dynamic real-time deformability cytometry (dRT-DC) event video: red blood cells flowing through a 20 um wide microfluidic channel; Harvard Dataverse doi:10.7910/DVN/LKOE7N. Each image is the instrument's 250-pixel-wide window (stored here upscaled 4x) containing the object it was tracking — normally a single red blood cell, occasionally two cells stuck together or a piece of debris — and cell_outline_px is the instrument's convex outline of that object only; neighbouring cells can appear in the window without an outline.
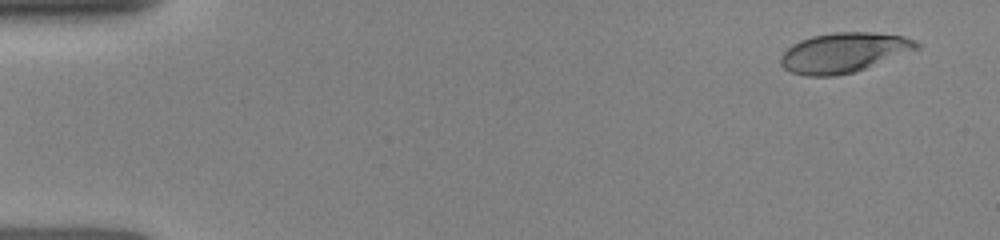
{"species": "human", "species_latin": "Homo sapiens", "temperature_condition": "room temperature", "stored_images_in_passage": 76, "camera_frame_rate_fps": 3000, "um_per_image_px": 0.085, "donor": {"sex": "female"}, "frame": {"image": 1, "passage_image": 4, "time_ms": 0.667, "image_size_px": [1000, 240], "cell_outline_px": [[920, 48], [856, 72], [836, 76], [804, 76], [792, 72], [784, 68], [780, 64], [780, 56], [792, 44], [800, 40], [812, 36], [832, 32], [872, 32], [904, 36], [916, 40], [920, 44]], "centroid_in_image_um": [71.73, 4.47], "position_along_channel_um": 13.3, "area_um2": 31.79}}
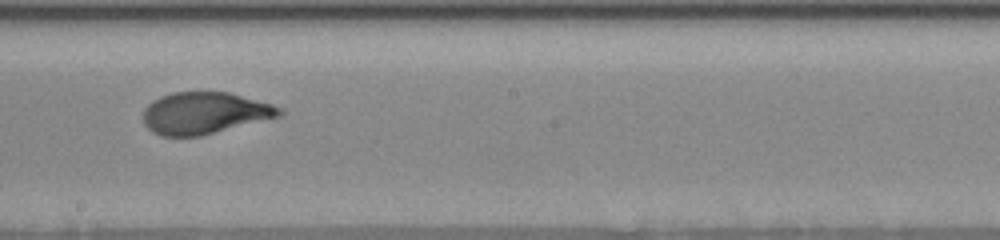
{"frame": {"image": 2, "passage_image": 42, "time_ms": 9.0, "image_size_px": [1000, 240], "cell_outline_px": [[284, 112], [280, 116], [200, 136], [160, 136], [152, 132], [144, 124], [144, 108], [152, 100], [160, 96], [172, 92], [228, 92], [272, 104], [284, 108]], "centroid_in_image_um": [17.37, 9.61], "position_along_channel_um": 230.8, "area_um2": 33.18}}
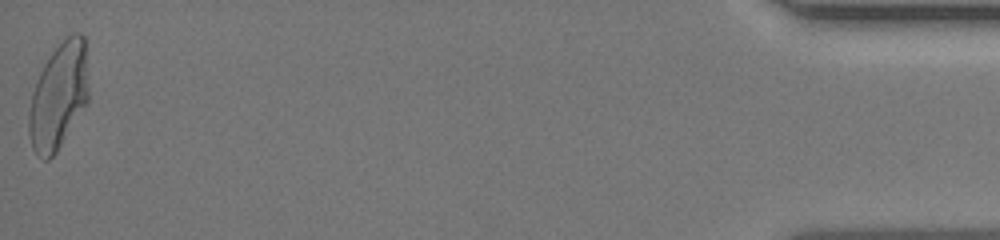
{"frame": {"image": 3, "passage_image": 75, "time_ms": 16.0, "image_size_px": [1000, 240], "cell_outline_px": [[88, 100], [56, 152], [48, 160], [44, 160], [36, 156], [32, 148], [28, 132], [28, 112], [32, 92], [40, 72], [44, 64], [52, 52], [72, 32], [80, 32], [84, 36], [88, 92]], "centroid_in_image_um": [4.95, 8.19], "position_along_channel_um": 430.3, "area_um2": 36.59}}